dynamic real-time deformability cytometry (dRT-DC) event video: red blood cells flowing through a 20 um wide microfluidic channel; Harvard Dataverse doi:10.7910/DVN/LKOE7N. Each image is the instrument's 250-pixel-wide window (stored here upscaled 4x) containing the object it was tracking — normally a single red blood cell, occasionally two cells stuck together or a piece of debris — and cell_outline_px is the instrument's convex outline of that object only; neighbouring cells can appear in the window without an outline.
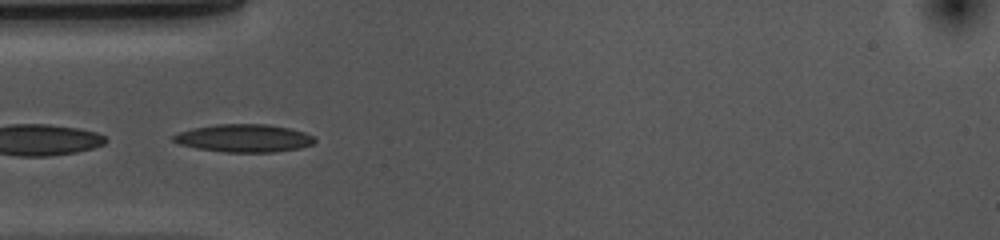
{"species": "common noctule bat (a hibernating species)", "species_latin": "Nyctalus noctula", "temperature_condition": "cold", "stored_images_in_passage": 20, "camera_frame_rate_fps": 3000, "um_per_image_px": 0.085, "animal": {"sex": "female", "body_mass_g": 10.0, "forearm_length_mm": 53.1}, "frame": {"image": 1, "passage_image": 14, "time_ms": 4.333, "image_size_px": [1000, 240], "cell_outline_px": [[316, 140], [312, 144], [300, 148], [272, 152], [224, 152], [196, 148], [180, 144], [172, 140], [172, 136], [180, 132], [192, 128], [216, 124], [268, 124], [288, 128], [304, 132], [312, 136]], "centroid_in_image_um": [20.72, 11.74], "position_along_channel_um": 64.3, "area_um2": 22.83}}